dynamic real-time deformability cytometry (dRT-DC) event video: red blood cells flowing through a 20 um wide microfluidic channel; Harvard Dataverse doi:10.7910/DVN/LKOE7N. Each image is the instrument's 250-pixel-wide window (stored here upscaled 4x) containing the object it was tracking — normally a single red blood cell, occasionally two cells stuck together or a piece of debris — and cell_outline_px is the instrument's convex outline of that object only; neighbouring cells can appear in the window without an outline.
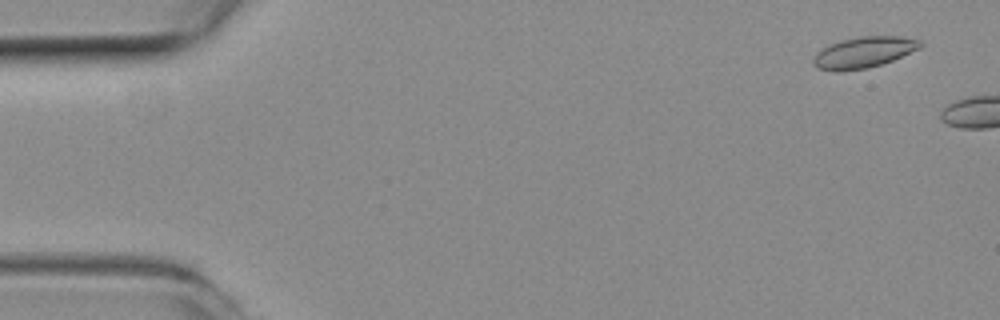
{"species": "common noctule bat (a hibernating species)", "species_latin": "Nyctalus noctula", "temperature_condition": "room temperature", "stored_images_in_passage": 6, "camera_frame_rate_fps": 3000, "um_per_image_px": 0.085, "animal": {"sex": "female", "body_mass_g": 19.3, "forearm_length_mm": 54.1}, "frame": {"image": 1, "passage_image": 3, "time_ms": 0.667, "image_size_px": [1000, 320], "cell_outline_px": [[924, 44], [920, 48], [892, 60], [868, 68], [836, 72], [816, 68], [812, 64], [812, 60], [816, 52], [840, 40], [860, 36], [904, 36], [920, 40]], "centroid_in_image_um": [73.4, 4.45], "position_along_channel_um": 11.6, "area_um2": 19.42}}